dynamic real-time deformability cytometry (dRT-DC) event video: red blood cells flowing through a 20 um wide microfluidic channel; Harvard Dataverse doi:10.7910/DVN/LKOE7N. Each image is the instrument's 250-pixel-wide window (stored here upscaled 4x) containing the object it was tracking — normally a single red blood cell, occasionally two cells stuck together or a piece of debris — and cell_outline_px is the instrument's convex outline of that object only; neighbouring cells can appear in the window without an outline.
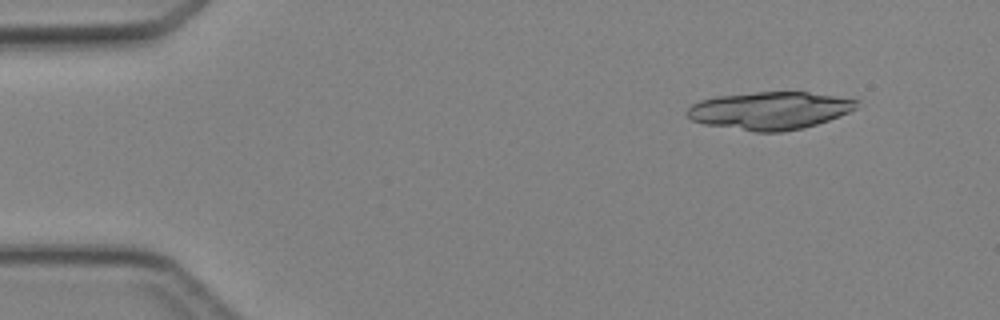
{"species": "Egyptian fruit bat (a non-hibernating species)", "species_latin": "Rousettus aegyptiacus", "temperature_condition": "cold", "stored_images_in_passage": 4, "camera_frame_rate_fps": 3000, "um_per_image_px": 0.085, "animal": {"sex": "female"}, "frame": {"image": 1, "passage_image": 2, "time_ms": 1.333, "image_size_px": [1000, 320], "cell_outline_px": [[860, 100], [856, 108], [848, 112], [828, 120], [816, 124], [800, 128], [780, 132], [756, 132], [704, 124], [692, 120], [688, 116], [688, 108], [692, 104], [700, 100], [716, 96], [756, 92], [808, 92]], "centroid_in_image_um": [65.42, 9.39], "position_along_channel_um": 19.6, "area_um2": 36.93}}